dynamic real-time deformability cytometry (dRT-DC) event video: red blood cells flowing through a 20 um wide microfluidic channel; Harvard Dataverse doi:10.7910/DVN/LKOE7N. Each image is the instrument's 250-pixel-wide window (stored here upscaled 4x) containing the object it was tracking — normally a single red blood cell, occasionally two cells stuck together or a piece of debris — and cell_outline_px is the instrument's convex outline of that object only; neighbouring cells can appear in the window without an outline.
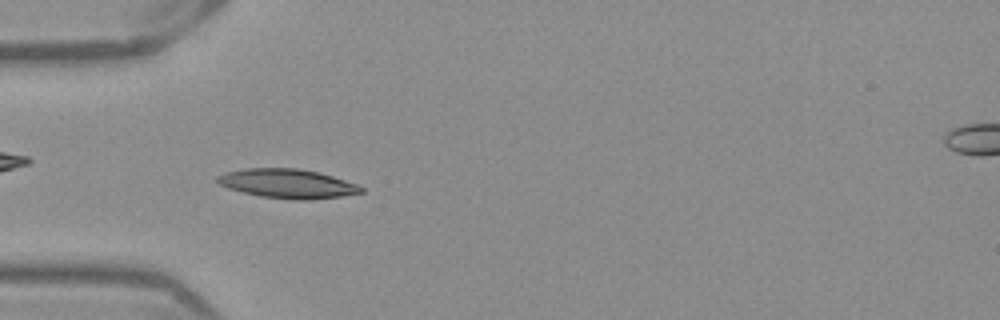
{"species": "Egyptian fruit bat (a non-hibernating species)", "species_latin": "Rousettus aegyptiacus", "temperature_condition": "warm", "stored_images_in_passage": 52, "camera_frame_rate_fps": 3000, "um_per_image_px": 0.085, "frame": {"image": 1, "passage_image": 16, "time_ms": 5.0, "image_size_px": [1000, 320], "cell_outline_px": [[364, 192], [340, 196], [308, 200], [296, 200], [260, 196], [228, 188], [220, 184], [216, 180], [216, 176], [224, 172], [244, 168], [300, 168], [320, 172], [356, 184], [364, 188]], "centroid_in_image_um": [24.42, 15.59], "position_along_channel_um": 60.6, "area_um2": 24.45}}
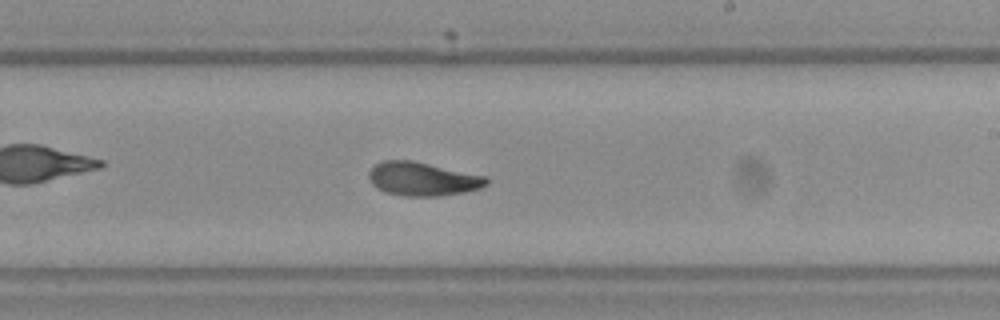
{"frame": {"image": 2, "passage_image": 31, "time_ms": 10.0, "image_size_px": [1000, 320], "cell_outline_px": [[488, 184], [480, 188], [464, 192], [440, 196], [404, 196], [384, 192], [376, 188], [368, 180], [368, 172], [376, 164], [384, 160], [412, 160], [488, 176]], "centroid_in_image_um": [35.92, 15.21], "position_along_channel_um": 253.1, "area_um2": 23.29}}
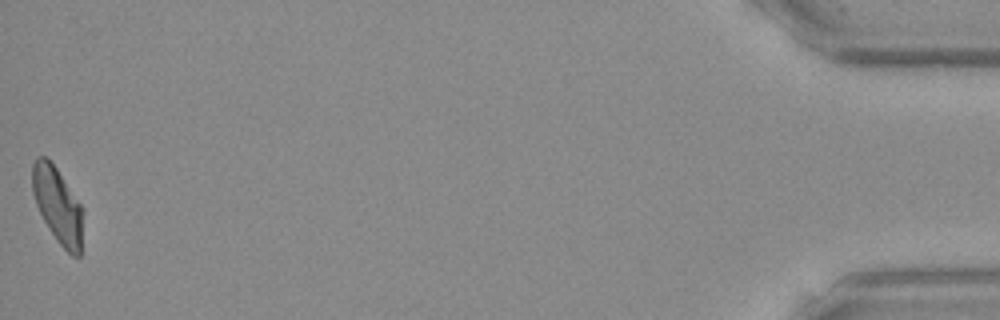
{"frame": {"image": 3, "passage_image": 52, "time_ms": 17.0, "image_size_px": [1000, 320], "cell_outline_px": [[84, 208], [80, 256], [72, 256], [56, 240], [48, 228], [36, 204], [32, 192], [32, 164], [36, 156], [44, 156], [56, 168]], "centroid_in_image_um": [4.91, 17.45], "position_along_channel_um": 430.3, "area_um2": 22.43}, "authors_computed_cell_mechanics": {"area_um2": 22.4553, "velocity_mm_per_s": 3.8978, "shape_relaxation_time_tau1_ms": 3.8211, "shape_relaxation_time_tau2_ms": 1.5554, "deformation_change_tau1": 0.1465, "deformation_change_tau2": 0.0668}}